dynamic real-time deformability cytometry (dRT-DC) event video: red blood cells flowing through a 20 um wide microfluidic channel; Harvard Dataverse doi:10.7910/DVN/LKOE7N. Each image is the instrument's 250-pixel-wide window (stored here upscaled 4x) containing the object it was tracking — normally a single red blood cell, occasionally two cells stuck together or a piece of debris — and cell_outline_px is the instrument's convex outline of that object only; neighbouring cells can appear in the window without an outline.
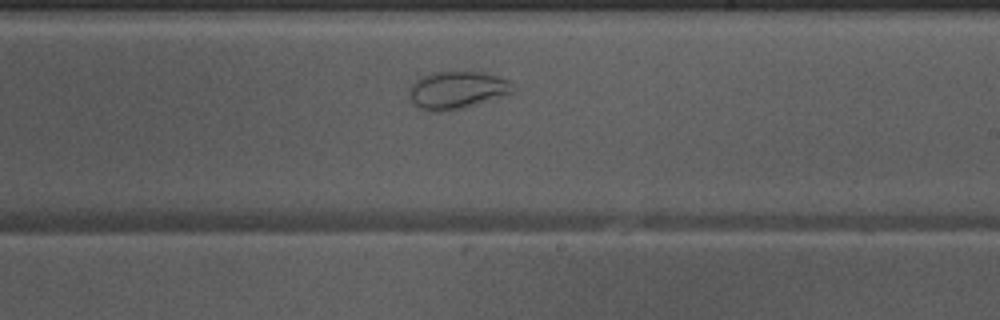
{"species": "Egyptian fruit bat (a non-hibernating species)", "species_latin": "Rousettus aegyptiacus", "temperature_condition": "warm", "stored_images_in_passage": 30, "camera_frame_rate_fps": 3000, "um_per_image_px": 0.085, "animal": {"sex": "male"}, "frame": {"image": 1, "passage_image": 18, "time_ms": 5.667, "image_size_px": [1000, 320], "cell_outline_px": [[516, 88], [512, 92], [464, 108], [440, 112], [420, 108], [408, 96], [408, 92], [412, 84], [420, 76], [432, 72], [484, 72], [508, 80]], "centroid_in_image_um": [38.82, 7.64], "position_along_channel_um": 250.2, "area_um2": 22.43}}
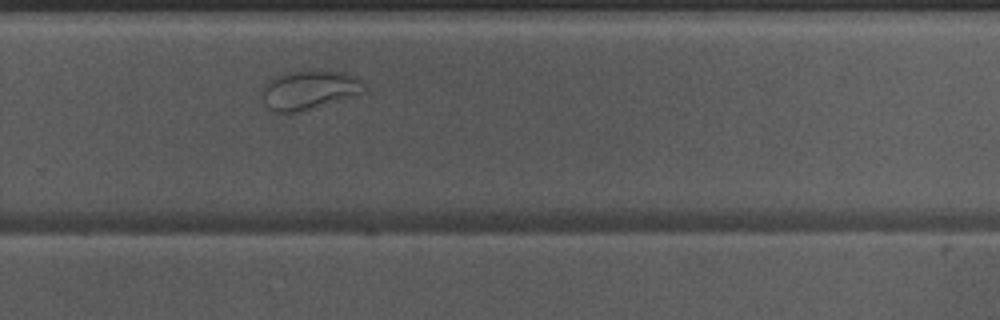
{"frame": {"image": 2, "passage_image": 22, "time_ms": 7.0, "image_size_px": [1000, 320], "cell_outline_px": [[368, 92], [300, 112], [280, 116], [268, 108], [264, 104], [264, 84], [268, 80], [276, 76], [288, 72], [312, 68], [344, 72], [356, 76], [368, 88]], "centroid_in_image_um": [26.31, 7.64], "position_along_channel_um": 303.5, "area_um2": 24.22}}